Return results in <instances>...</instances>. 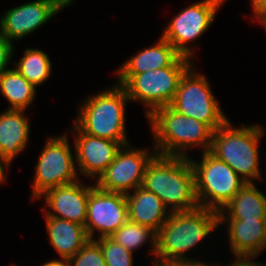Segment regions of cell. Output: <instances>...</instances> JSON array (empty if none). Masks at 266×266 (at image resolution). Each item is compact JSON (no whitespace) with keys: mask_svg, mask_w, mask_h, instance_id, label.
Returning a JSON list of instances; mask_svg holds the SVG:
<instances>
[{"mask_svg":"<svg viewBox=\"0 0 266 266\" xmlns=\"http://www.w3.org/2000/svg\"><path fill=\"white\" fill-rule=\"evenodd\" d=\"M103 253L106 266H133V252L124 248L111 237L96 240Z\"/></svg>","mask_w":266,"mask_h":266,"instance_id":"cell-25","label":"cell"},{"mask_svg":"<svg viewBox=\"0 0 266 266\" xmlns=\"http://www.w3.org/2000/svg\"><path fill=\"white\" fill-rule=\"evenodd\" d=\"M153 133V148L158 155L189 157L190 147L209 151L213 131L190 116L179 114L170 105L156 109L148 118Z\"/></svg>","mask_w":266,"mask_h":266,"instance_id":"cell-2","label":"cell"},{"mask_svg":"<svg viewBox=\"0 0 266 266\" xmlns=\"http://www.w3.org/2000/svg\"><path fill=\"white\" fill-rule=\"evenodd\" d=\"M75 158L79 175L98 179L122 148L119 142L81 132L73 124Z\"/></svg>","mask_w":266,"mask_h":266,"instance_id":"cell-14","label":"cell"},{"mask_svg":"<svg viewBox=\"0 0 266 266\" xmlns=\"http://www.w3.org/2000/svg\"><path fill=\"white\" fill-rule=\"evenodd\" d=\"M254 183H246L218 212L219 219H266V196Z\"/></svg>","mask_w":266,"mask_h":266,"instance_id":"cell-20","label":"cell"},{"mask_svg":"<svg viewBox=\"0 0 266 266\" xmlns=\"http://www.w3.org/2000/svg\"><path fill=\"white\" fill-rule=\"evenodd\" d=\"M128 102L124 88L116 83L112 88L86 98L78 108L73 124L88 135L128 145L130 141L125 132V107Z\"/></svg>","mask_w":266,"mask_h":266,"instance_id":"cell-3","label":"cell"},{"mask_svg":"<svg viewBox=\"0 0 266 266\" xmlns=\"http://www.w3.org/2000/svg\"><path fill=\"white\" fill-rule=\"evenodd\" d=\"M219 227L218 212L204 207L173 212L157 233V258L192 259L186 253Z\"/></svg>","mask_w":266,"mask_h":266,"instance_id":"cell-5","label":"cell"},{"mask_svg":"<svg viewBox=\"0 0 266 266\" xmlns=\"http://www.w3.org/2000/svg\"><path fill=\"white\" fill-rule=\"evenodd\" d=\"M228 119L212 134L209 152L227 163L246 183L263 179L259 165V146L264 129L261 125L233 127ZM252 179V180H251Z\"/></svg>","mask_w":266,"mask_h":266,"instance_id":"cell-4","label":"cell"},{"mask_svg":"<svg viewBox=\"0 0 266 266\" xmlns=\"http://www.w3.org/2000/svg\"><path fill=\"white\" fill-rule=\"evenodd\" d=\"M216 99L206 76L198 74L192 64L181 77L170 106L179 114L205 123L214 132L229 119Z\"/></svg>","mask_w":266,"mask_h":266,"instance_id":"cell-8","label":"cell"},{"mask_svg":"<svg viewBox=\"0 0 266 266\" xmlns=\"http://www.w3.org/2000/svg\"><path fill=\"white\" fill-rule=\"evenodd\" d=\"M74 0H35L13 7L0 18V34L10 42L21 40L41 28Z\"/></svg>","mask_w":266,"mask_h":266,"instance_id":"cell-13","label":"cell"},{"mask_svg":"<svg viewBox=\"0 0 266 266\" xmlns=\"http://www.w3.org/2000/svg\"><path fill=\"white\" fill-rule=\"evenodd\" d=\"M8 168H10L9 165L1 158L0 155V184L5 183L6 181L5 170H8Z\"/></svg>","mask_w":266,"mask_h":266,"instance_id":"cell-32","label":"cell"},{"mask_svg":"<svg viewBox=\"0 0 266 266\" xmlns=\"http://www.w3.org/2000/svg\"><path fill=\"white\" fill-rule=\"evenodd\" d=\"M225 0H201L194 2L175 15L161 36L182 56L194 60V50L189 45L211 26ZM190 46V47H189Z\"/></svg>","mask_w":266,"mask_h":266,"instance_id":"cell-10","label":"cell"},{"mask_svg":"<svg viewBox=\"0 0 266 266\" xmlns=\"http://www.w3.org/2000/svg\"><path fill=\"white\" fill-rule=\"evenodd\" d=\"M128 220L126 194L102 190L95 184L89 193L85 229L89 239L110 237Z\"/></svg>","mask_w":266,"mask_h":266,"instance_id":"cell-12","label":"cell"},{"mask_svg":"<svg viewBox=\"0 0 266 266\" xmlns=\"http://www.w3.org/2000/svg\"><path fill=\"white\" fill-rule=\"evenodd\" d=\"M134 148L130 144L122 146L114 161L96 179L95 185L105 191L128 194L142 186L145 169L157 154L155 149Z\"/></svg>","mask_w":266,"mask_h":266,"instance_id":"cell-11","label":"cell"},{"mask_svg":"<svg viewBox=\"0 0 266 266\" xmlns=\"http://www.w3.org/2000/svg\"><path fill=\"white\" fill-rule=\"evenodd\" d=\"M91 190L92 185H83L80 180L48 189L41 195L46 204V208H43L44 216L68 220L85 227Z\"/></svg>","mask_w":266,"mask_h":266,"instance_id":"cell-15","label":"cell"},{"mask_svg":"<svg viewBox=\"0 0 266 266\" xmlns=\"http://www.w3.org/2000/svg\"><path fill=\"white\" fill-rule=\"evenodd\" d=\"M256 22L260 23L266 32V11L254 18Z\"/></svg>","mask_w":266,"mask_h":266,"instance_id":"cell-33","label":"cell"},{"mask_svg":"<svg viewBox=\"0 0 266 266\" xmlns=\"http://www.w3.org/2000/svg\"><path fill=\"white\" fill-rule=\"evenodd\" d=\"M14 67L33 86L43 84L52 74V62L47 53L40 49L27 48Z\"/></svg>","mask_w":266,"mask_h":266,"instance_id":"cell-23","label":"cell"},{"mask_svg":"<svg viewBox=\"0 0 266 266\" xmlns=\"http://www.w3.org/2000/svg\"><path fill=\"white\" fill-rule=\"evenodd\" d=\"M110 237L132 252L141 248V246L148 241L151 244L150 253L156 257L157 233L149 227L127 220L124 225L118 228Z\"/></svg>","mask_w":266,"mask_h":266,"instance_id":"cell-24","label":"cell"},{"mask_svg":"<svg viewBox=\"0 0 266 266\" xmlns=\"http://www.w3.org/2000/svg\"><path fill=\"white\" fill-rule=\"evenodd\" d=\"M180 54L161 35L157 43L143 49L118 68V74H141L170 66Z\"/></svg>","mask_w":266,"mask_h":266,"instance_id":"cell-21","label":"cell"},{"mask_svg":"<svg viewBox=\"0 0 266 266\" xmlns=\"http://www.w3.org/2000/svg\"><path fill=\"white\" fill-rule=\"evenodd\" d=\"M195 175V192L200 207L221 211L246 184L224 161L209 151L200 162L189 157Z\"/></svg>","mask_w":266,"mask_h":266,"instance_id":"cell-7","label":"cell"},{"mask_svg":"<svg viewBox=\"0 0 266 266\" xmlns=\"http://www.w3.org/2000/svg\"><path fill=\"white\" fill-rule=\"evenodd\" d=\"M251 1V7H252V14H254V17H257L258 15L262 14L266 11V0H250Z\"/></svg>","mask_w":266,"mask_h":266,"instance_id":"cell-30","label":"cell"},{"mask_svg":"<svg viewBox=\"0 0 266 266\" xmlns=\"http://www.w3.org/2000/svg\"><path fill=\"white\" fill-rule=\"evenodd\" d=\"M152 260V266H213L214 263L209 264L204 261L195 259H164L154 257Z\"/></svg>","mask_w":266,"mask_h":266,"instance_id":"cell-28","label":"cell"},{"mask_svg":"<svg viewBox=\"0 0 266 266\" xmlns=\"http://www.w3.org/2000/svg\"><path fill=\"white\" fill-rule=\"evenodd\" d=\"M43 148L35 165L32 201L50 188L72 184L80 178L66 133L51 136Z\"/></svg>","mask_w":266,"mask_h":266,"instance_id":"cell-9","label":"cell"},{"mask_svg":"<svg viewBox=\"0 0 266 266\" xmlns=\"http://www.w3.org/2000/svg\"><path fill=\"white\" fill-rule=\"evenodd\" d=\"M42 266H71V262L69 258L54 259L48 260V262L44 263Z\"/></svg>","mask_w":266,"mask_h":266,"instance_id":"cell-31","label":"cell"},{"mask_svg":"<svg viewBox=\"0 0 266 266\" xmlns=\"http://www.w3.org/2000/svg\"><path fill=\"white\" fill-rule=\"evenodd\" d=\"M234 262L229 263L227 266H266L262 262L254 261L253 258L255 257H247V256H235ZM217 264L215 263L214 266Z\"/></svg>","mask_w":266,"mask_h":266,"instance_id":"cell-29","label":"cell"},{"mask_svg":"<svg viewBox=\"0 0 266 266\" xmlns=\"http://www.w3.org/2000/svg\"><path fill=\"white\" fill-rule=\"evenodd\" d=\"M14 43L10 42L6 37L0 34V75L8 70V64L14 55Z\"/></svg>","mask_w":266,"mask_h":266,"instance_id":"cell-27","label":"cell"},{"mask_svg":"<svg viewBox=\"0 0 266 266\" xmlns=\"http://www.w3.org/2000/svg\"><path fill=\"white\" fill-rule=\"evenodd\" d=\"M25 110L6 109L0 114V155L10 166L27 147L30 121Z\"/></svg>","mask_w":266,"mask_h":266,"instance_id":"cell-18","label":"cell"},{"mask_svg":"<svg viewBox=\"0 0 266 266\" xmlns=\"http://www.w3.org/2000/svg\"><path fill=\"white\" fill-rule=\"evenodd\" d=\"M71 266H106L100 244L90 239L70 258Z\"/></svg>","mask_w":266,"mask_h":266,"instance_id":"cell-26","label":"cell"},{"mask_svg":"<svg viewBox=\"0 0 266 266\" xmlns=\"http://www.w3.org/2000/svg\"><path fill=\"white\" fill-rule=\"evenodd\" d=\"M36 89L15 68L0 75V95L10 103L8 109L27 110L37 95Z\"/></svg>","mask_w":266,"mask_h":266,"instance_id":"cell-22","label":"cell"},{"mask_svg":"<svg viewBox=\"0 0 266 266\" xmlns=\"http://www.w3.org/2000/svg\"><path fill=\"white\" fill-rule=\"evenodd\" d=\"M142 187L155 193L171 213L199 207L189 157L156 154L145 169Z\"/></svg>","mask_w":266,"mask_h":266,"instance_id":"cell-1","label":"cell"},{"mask_svg":"<svg viewBox=\"0 0 266 266\" xmlns=\"http://www.w3.org/2000/svg\"><path fill=\"white\" fill-rule=\"evenodd\" d=\"M192 64L191 58L180 55L168 67L141 74H117V83L124 88L130 102L140 101L145 105L148 118L156 109L171 105L181 77Z\"/></svg>","mask_w":266,"mask_h":266,"instance_id":"cell-6","label":"cell"},{"mask_svg":"<svg viewBox=\"0 0 266 266\" xmlns=\"http://www.w3.org/2000/svg\"><path fill=\"white\" fill-rule=\"evenodd\" d=\"M49 242L60 258H71L90 240L84 226L68 220L45 217Z\"/></svg>","mask_w":266,"mask_h":266,"instance_id":"cell-19","label":"cell"},{"mask_svg":"<svg viewBox=\"0 0 266 266\" xmlns=\"http://www.w3.org/2000/svg\"><path fill=\"white\" fill-rule=\"evenodd\" d=\"M225 221L234 257H258L266 249V219H219V225L225 224Z\"/></svg>","mask_w":266,"mask_h":266,"instance_id":"cell-16","label":"cell"},{"mask_svg":"<svg viewBox=\"0 0 266 266\" xmlns=\"http://www.w3.org/2000/svg\"><path fill=\"white\" fill-rule=\"evenodd\" d=\"M128 220L151 228L158 233L171 212L153 192L140 186L126 194Z\"/></svg>","mask_w":266,"mask_h":266,"instance_id":"cell-17","label":"cell"}]
</instances>
